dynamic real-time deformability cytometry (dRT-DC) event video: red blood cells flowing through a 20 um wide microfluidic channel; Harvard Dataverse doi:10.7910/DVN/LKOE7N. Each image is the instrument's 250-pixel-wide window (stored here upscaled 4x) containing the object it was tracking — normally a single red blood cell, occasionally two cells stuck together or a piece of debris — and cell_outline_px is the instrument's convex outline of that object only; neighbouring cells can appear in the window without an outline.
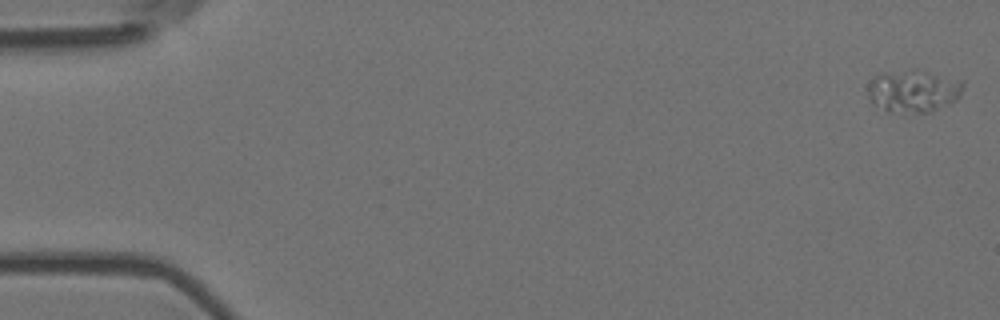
{"species": "Egyptian fruit bat (a non-hibernating species)", "species_latin": "Rousettus aegyptiacus", "temperature_condition": "room temperature", "stored_images_in_passage": 55, "camera_frame_rate_fps": 3000, "um_per_image_px": 0.085, "animal": {"sex": "female"}, "frame": {"image": 1, "passage_image": 1, "time_ms": 0.0, "image_size_px": [1000, 320], "cell_outline_px": [[964, 84], [960, 96], [956, 100], [932, 112], [904, 116], [892, 112], [872, 104], [868, 100], [868, 84], [880, 72], [916, 68], [920, 68], [964, 80]], "centroid_in_image_um": [77.65, 7.74], "position_along_channel_um": 7.4, "area_um2": 24.85}}
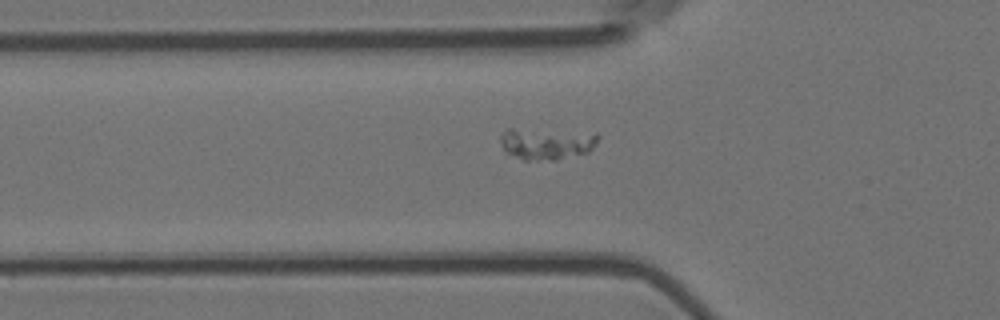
{"frame": {"image": 2, "passage_image": 19, "time_ms": 6.0, "image_size_px": [1000, 320], "cell_outline_px": [[600, 136], [596, 144], [588, 152], [556, 160], [524, 160], [504, 152], [500, 140], [500, 136], [508, 128], [512, 128], [596, 132]], "centroid_in_image_um": [46.47, 12.19], "position_along_channel_um": 79.3, "area_um2": 18.32}}
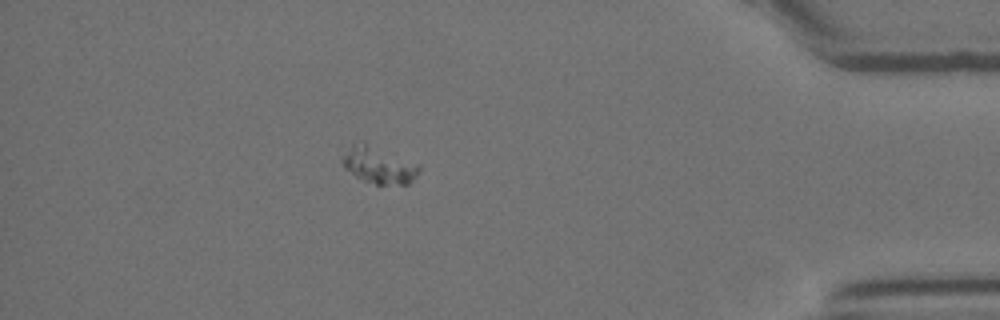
{"frame": {"image": 3, "passage_image": 49, "time_ms": 16.0, "image_size_px": [1000, 320], "cell_outline_px": [[420, 168], [412, 180], [408, 184], [376, 184], [364, 180], [356, 176], [344, 168], [340, 160], [352, 144], [360, 140], [364, 140], [420, 164]], "centroid_in_image_um": [32.18, 13.98], "position_along_channel_um": 403.0, "area_um2": 16.65}}